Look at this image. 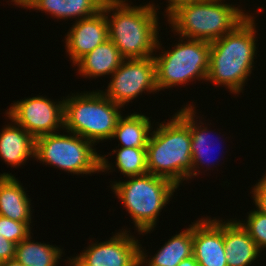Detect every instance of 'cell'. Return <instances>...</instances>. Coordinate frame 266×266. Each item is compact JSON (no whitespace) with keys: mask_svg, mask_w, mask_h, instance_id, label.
Masks as SVG:
<instances>
[{"mask_svg":"<svg viewBox=\"0 0 266 266\" xmlns=\"http://www.w3.org/2000/svg\"><path fill=\"white\" fill-rule=\"evenodd\" d=\"M65 35V49L74 65L80 58L109 39L108 23L103 10L96 15L74 21Z\"/></svg>","mask_w":266,"mask_h":266,"instance_id":"4fadbf2b","label":"cell"},{"mask_svg":"<svg viewBox=\"0 0 266 266\" xmlns=\"http://www.w3.org/2000/svg\"><path fill=\"white\" fill-rule=\"evenodd\" d=\"M195 111L196 107L191 102V104L189 103L187 105H184L181 109L177 111V113L175 112V114L190 128L192 170L191 173L189 174V180L197 176L201 172L200 169L201 168L203 169L206 163L207 164L205 166L207 167H209V164L212 163L209 161L211 160L209 154L210 153L212 154L211 151L214 150L212 149L214 147L211 148V145L214 146L215 144L212 141L214 139L213 137L214 134L212 135L211 138L210 136L211 131L206 126V122L203 123L202 120L200 119L198 122L197 119L200 116H197ZM204 124L206 127L203 126Z\"/></svg>","mask_w":266,"mask_h":266,"instance_id":"5bb4252c","label":"cell"},{"mask_svg":"<svg viewBox=\"0 0 266 266\" xmlns=\"http://www.w3.org/2000/svg\"><path fill=\"white\" fill-rule=\"evenodd\" d=\"M63 248L32 240L30 234L16 245L15 259L23 266H58Z\"/></svg>","mask_w":266,"mask_h":266,"instance_id":"7402d4cb","label":"cell"},{"mask_svg":"<svg viewBox=\"0 0 266 266\" xmlns=\"http://www.w3.org/2000/svg\"><path fill=\"white\" fill-rule=\"evenodd\" d=\"M67 259V262H65L67 266H84L74 256L68 257Z\"/></svg>","mask_w":266,"mask_h":266,"instance_id":"f546056e","label":"cell"},{"mask_svg":"<svg viewBox=\"0 0 266 266\" xmlns=\"http://www.w3.org/2000/svg\"><path fill=\"white\" fill-rule=\"evenodd\" d=\"M22 185L11 173L0 174V215L14 221L31 223V199Z\"/></svg>","mask_w":266,"mask_h":266,"instance_id":"e0dca14e","label":"cell"},{"mask_svg":"<svg viewBox=\"0 0 266 266\" xmlns=\"http://www.w3.org/2000/svg\"><path fill=\"white\" fill-rule=\"evenodd\" d=\"M0 266H23V265L14 258L12 260L1 262Z\"/></svg>","mask_w":266,"mask_h":266,"instance_id":"4dcf8cb0","label":"cell"},{"mask_svg":"<svg viewBox=\"0 0 266 266\" xmlns=\"http://www.w3.org/2000/svg\"><path fill=\"white\" fill-rule=\"evenodd\" d=\"M255 19L251 13L233 31L210 43L207 82L224 86L232 94L245 90L258 52Z\"/></svg>","mask_w":266,"mask_h":266,"instance_id":"7a4b0ae2","label":"cell"},{"mask_svg":"<svg viewBox=\"0 0 266 266\" xmlns=\"http://www.w3.org/2000/svg\"><path fill=\"white\" fill-rule=\"evenodd\" d=\"M64 132L67 134L59 131L36 138L34 159L73 175L115 171L108 155L98 153L93 142L73 132Z\"/></svg>","mask_w":266,"mask_h":266,"instance_id":"8992f818","label":"cell"},{"mask_svg":"<svg viewBox=\"0 0 266 266\" xmlns=\"http://www.w3.org/2000/svg\"><path fill=\"white\" fill-rule=\"evenodd\" d=\"M31 226V223L14 221L0 215V233L16 245L32 233Z\"/></svg>","mask_w":266,"mask_h":266,"instance_id":"d4e9b609","label":"cell"},{"mask_svg":"<svg viewBox=\"0 0 266 266\" xmlns=\"http://www.w3.org/2000/svg\"><path fill=\"white\" fill-rule=\"evenodd\" d=\"M223 219L201 217L193 222V256L199 266H227Z\"/></svg>","mask_w":266,"mask_h":266,"instance_id":"7c38bea8","label":"cell"},{"mask_svg":"<svg viewBox=\"0 0 266 266\" xmlns=\"http://www.w3.org/2000/svg\"><path fill=\"white\" fill-rule=\"evenodd\" d=\"M168 1V2H167ZM166 3H168V5L166 4V9H165V13L163 16H167L172 10H174L177 6L183 4V3H188L194 0H167Z\"/></svg>","mask_w":266,"mask_h":266,"instance_id":"83f0119b","label":"cell"},{"mask_svg":"<svg viewBox=\"0 0 266 266\" xmlns=\"http://www.w3.org/2000/svg\"><path fill=\"white\" fill-rule=\"evenodd\" d=\"M262 178L266 181V171L265 174L262 176Z\"/></svg>","mask_w":266,"mask_h":266,"instance_id":"d6a6232c","label":"cell"},{"mask_svg":"<svg viewBox=\"0 0 266 266\" xmlns=\"http://www.w3.org/2000/svg\"><path fill=\"white\" fill-rule=\"evenodd\" d=\"M259 182H256L254 187L251 189V198H253V203L255 204V209L266 215V181L261 178L258 180Z\"/></svg>","mask_w":266,"mask_h":266,"instance_id":"484cf974","label":"cell"},{"mask_svg":"<svg viewBox=\"0 0 266 266\" xmlns=\"http://www.w3.org/2000/svg\"><path fill=\"white\" fill-rule=\"evenodd\" d=\"M159 9L152 2L131 6L128 0L104 1L102 10L106 14L109 39L125 59L152 57L162 49Z\"/></svg>","mask_w":266,"mask_h":266,"instance_id":"6da1fadb","label":"cell"},{"mask_svg":"<svg viewBox=\"0 0 266 266\" xmlns=\"http://www.w3.org/2000/svg\"><path fill=\"white\" fill-rule=\"evenodd\" d=\"M107 89L101 92L115 104L123 107L145 91L159 92L156 84V64L154 57L124 59L112 73ZM150 92V93H149Z\"/></svg>","mask_w":266,"mask_h":266,"instance_id":"9c48e42d","label":"cell"},{"mask_svg":"<svg viewBox=\"0 0 266 266\" xmlns=\"http://www.w3.org/2000/svg\"><path fill=\"white\" fill-rule=\"evenodd\" d=\"M105 0H31L24 8L49 13L60 20L74 18L76 21L96 15L102 10Z\"/></svg>","mask_w":266,"mask_h":266,"instance_id":"ffe728a7","label":"cell"},{"mask_svg":"<svg viewBox=\"0 0 266 266\" xmlns=\"http://www.w3.org/2000/svg\"><path fill=\"white\" fill-rule=\"evenodd\" d=\"M61 100L40 95L25 98L11 103L5 115L36 139L64 130V97Z\"/></svg>","mask_w":266,"mask_h":266,"instance_id":"30bf717a","label":"cell"},{"mask_svg":"<svg viewBox=\"0 0 266 266\" xmlns=\"http://www.w3.org/2000/svg\"><path fill=\"white\" fill-rule=\"evenodd\" d=\"M10 2H13L14 5H17L18 7L25 8L31 0H11Z\"/></svg>","mask_w":266,"mask_h":266,"instance_id":"1f68e13d","label":"cell"},{"mask_svg":"<svg viewBox=\"0 0 266 266\" xmlns=\"http://www.w3.org/2000/svg\"><path fill=\"white\" fill-rule=\"evenodd\" d=\"M235 5L225 0H194L172 10L166 23L173 34L211 43L233 31L250 15Z\"/></svg>","mask_w":266,"mask_h":266,"instance_id":"3957f363","label":"cell"},{"mask_svg":"<svg viewBox=\"0 0 266 266\" xmlns=\"http://www.w3.org/2000/svg\"><path fill=\"white\" fill-rule=\"evenodd\" d=\"M139 241L130 230L122 227L110 240L100 243L91 241L86 249L74 257L84 266H140Z\"/></svg>","mask_w":266,"mask_h":266,"instance_id":"8fae6325","label":"cell"},{"mask_svg":"<svg viewBox=\"0 0 266 266\" xmlns=\"http://www.w3.org/2000/svg\"><path fill=\"white\" fill-rule=\"evenodd\" d=\"M172 118V119H171ZM168 122H157L146 146L148 173L181 187L192 170L190 128L174 113Z\"/></svg>","mask_w":266,"mask_h":266,"instance_id":"277c9868","label":"cell"},{"mask_svg":"<svg viewBox=\"0 0 266 266\" xmlns=\"http://www.w3.org/2000/svg\"><path fill=\"white\" fill-rule=\"evenodd\" d=\"M128 179L111 182V190L130 214L136 233L148 234L155 230L160 212L179 187L172 181L151 173L130 176Z\"/></svg>","mask_w":266,"mask_h":266,"instance_id":"5b68a950","label":"cell"},{"mask_svg":"<svg viewBox=\"0 0 266 266\" xmlns=\"http://www.w3.org/2000/svg\"><path fill=\"white\" fill-rule=\"evenodd\" d=\"M177 266H199L194 256L183 259Z\"/></svg>","mask_w":266,"mask_h":266,"instance_id":"f1b7e54d","label":"cell"},{"mask_svg":"<svg viewBox=\"0 0 266 266\" xmlns=\"http://www.w3.org/2000/svg\"><path fill=\"white\" fill-rule=\"evenodd\" d=\"M10 122L0 131V159L18 168L29 157L35 158V138L12 119Z\"/></svg>","mask_w":266,"mask_h":266,"instance_id":"2e32d148","label":"cell"},{"mask_svg":"<svg viewBox=\"0 0 266 266\" xmlns=\"http://www.w3.org/2000/svg\"><path fill=\"white\" fill-rule=\"evenodd\" d=\"M163 50L159 55H153L158 91L189 85L187 83L195 79L206 81L210 59L209 42L179 36L173 49Z\"/></svg>","mask_w":266,"mask_h":266,"instance_id":"ba28073f","label":"cell"},{"mask_svg":"<svg viewBox=\"0 0 266 266\" xmlns=\"http://www.w3.org/2000/svg\"><path fill=\"white\" fill-rule=\"evenodd\" d=\"M141 246L140 243V266H177L183 259L193 256V222L171 236L151 258Z\"/></svg>","mask_w":266,"mask_h":266,"instance_id":"ac0fdd59","label":"cell"},{"mask_svg":"<svg viewBox=\"0 0 266 266\" xmlns=\"http://www.w3.org/2000/svg\"><path fill=\"white\" fill-rule=\"evenodd\" d=\"M149 120L139 112L122 115L110 140L118 139V147L146 148L154 126Z\"/></svg>","mask_w":266,"mask_h":266,"instance_id":"44dd1931","label":"cell"},{"mask_svg":"<svg viewBox=\"0 0 266 266\" xmlns=\"http://www.w3.org/2000/svg\"><path fill=\"white\" fill-rule=\"evenodd\" d=\"M111 153L116 154V169L126 178L148 173L146 148L116 147Z\"/></svg>","mask_w":266,"mask_h":266,"instance_id":"603a6c76","label":"cell"},{"mask_svg":"<svg viewBox=\"0 0 266 266\" xmlns=\"http://www.w3.org/2000/svg\"><path fill=\"white\" fill-rule=\"evenodd\" d=\"M223 221L227 266H250L255 263L262 253L255 241L237 220Z\"/></svg>","mask_w":266,"mask_h":266,"instance_id":"9a60e30c","label":"cell"},{"mask_svg":"<svg viewBox=\"0 0 266 266\" xmlns=\"http://www.w3.org/2000/svg\"><path fill=\"white\" fill-rule=\"evenodd\" d=\"M16 244L0 233V263L15 258Z\"/></svg>","mask_w":266,"mask_h":266,"instance_id":"4316f807","label":"cell"},{"mask_svg":"<svg viewBox=\"0 0 266 266\" xmlns=\"http://www.w3.org/2000/svg\"><path fill=\"white\" fill-rule=\"evenodd\" d=\"M247 219L237 221L247 231L249 236L255 241L259 250H266V215L256 209L247 212ZM265 248V249H264Z\"/></svg>","mask_w":266,"mask_h":266,"instance_id":"cb8c5ba5","label":"cell"},{"mask_svg":"<svg viewBox=\"0 0 266 266\" xmlns=\"http://www.w3.org/2000/svg\"><path fill=\"white\" fill-rule=\"evenodd\" d=\"M120 108L101 90L72 93L64 99V130L95 145L101 141L106 142L111 139L122 116Z\"/></svg>","mask_w":266,"mask_h":266,"instance_id":"52a82bcc","label":"cell"},{"mask_svg":"<svg viewBox=\"0 0 266 266\" xmlns=\"http://www.w3.org/2000/svg\"><path fill=\"white\" fill-rule=\"evenodd\" d=\"M124 59L115 44L108 39L80 58L74 66H77L80 76L95 79L111 76Z\"/></svg>","mask_w":266,"mask_h":266,"instance_id":"d6986e66","label":"cell"}]
</instances>
